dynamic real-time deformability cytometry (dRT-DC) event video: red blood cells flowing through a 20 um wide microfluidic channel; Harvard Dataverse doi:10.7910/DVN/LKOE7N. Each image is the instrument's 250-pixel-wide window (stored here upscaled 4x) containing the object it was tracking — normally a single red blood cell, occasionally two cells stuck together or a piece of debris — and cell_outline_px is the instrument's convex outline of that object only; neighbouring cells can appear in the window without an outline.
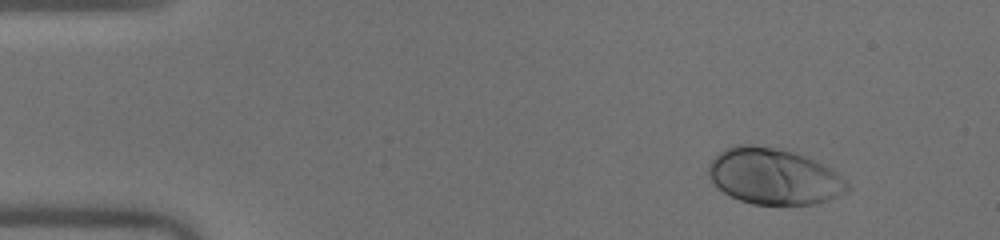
{"species": "human", "species_latin": "Homo sapiens", "temperature_condition": "warm", "stored_images_in_passage": 46, "camera_frame_rate_fps": 3000, "um_per_image_px": 0.085, "donor": {"sex": "male"}, "frame": {"image": 1, "passage_image": 1, "time_ms": 0.0, "image_size_px": [1000, 240], "cell_outline_px": [[852, 188], [828, 200], [816, 204], [752, 204], [740, 200], [724, 192], [712, 184], [708, 176], [708, 164], [724, 148], [736, 144], [752, 144], [776, 148], [792, 152], [804, 156], [832, 168]], "centroid_in_image_um": [65.74, 14.99], "position_along_channel_um": 19.3, "area_um2": 45.32}}
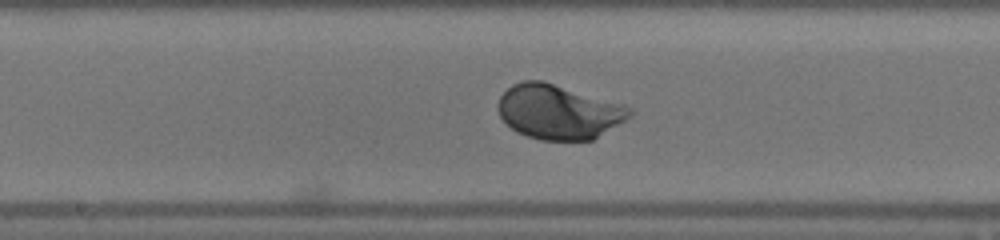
{"frame": {"image": 2, "passage_image": 22, "time_ms": 7.0, "image_size_px": [1000, 240], "cell_outline_px": [[632, 116], [592, 140], [540, 140], [516, 132], [500, 116], [496, 108], [496, 104], [500, 96], [512, 84], [524, 80], [544, 80], [624, 104], [632, 108]], "centroid_in_image_um": [47.47, 9.49], "position_along_channel_um": 200.7, "area_um2": 42.08}}
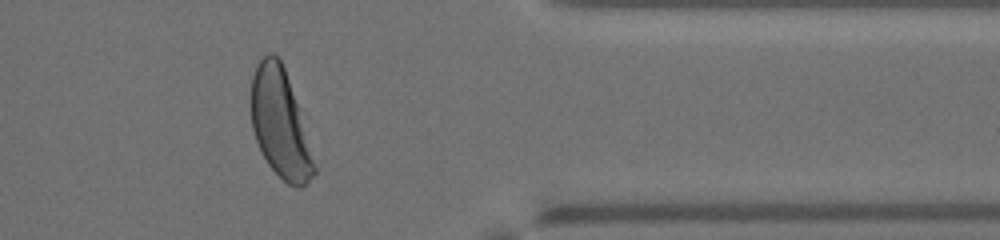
{"frame": {"image": 3, "passage_image": 37, "time_ms": 12.0, "image_size_px": [1000, 240], "cell_outline_px": [[316, 172], [300, 188], [296, 188], [288, 184], [268, 164], [256, 140], [252, 128], [252, 76], [256, 64], [268, 52], [272, 52], [280, 60], [284, 68], [296, 104], [316, 168]], "centroid_in_image_um": [23.78, 10.49], "position_along_channel_um": 387.6, "area_um2": 38.44}, "authors_computed_cell_mechanics": {"area_um2": 41.7605, "velocity_mm_per_s": 4.0432, "shape_relaxation_time_tau1_ms": 1.821, "shape_relaxation_time_tau2_ms": null, "deformation_change_tau1": 0.1657, "deformation_change_tau2": null}}